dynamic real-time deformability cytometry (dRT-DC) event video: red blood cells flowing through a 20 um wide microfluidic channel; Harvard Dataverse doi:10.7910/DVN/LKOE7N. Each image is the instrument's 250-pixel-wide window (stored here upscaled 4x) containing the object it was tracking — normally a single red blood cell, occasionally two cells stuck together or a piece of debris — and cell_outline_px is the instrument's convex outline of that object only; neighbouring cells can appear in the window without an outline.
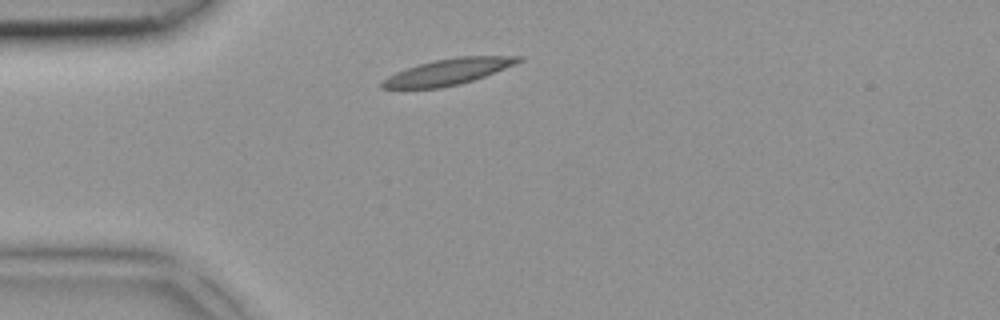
{"species": "common noctule bat (a hibernating species)", "species_latin": "Nyctalus noctula", "temperature_condition": "room temperature", "stored_images_in_passage": 1, "camera_frame_rate_fps": 3000, "um_per_image_px": 0.085, "animal": {"sex": "female", "body_mass_g": 18.4}, "frame": {"image": 1, "passage_image": 1, "time_ms": 0.0, "image_size_px": [1000, 320], "cell_outline_px": [[524, 60], [516, 64], [496, 72], [460, 84], [440, 88], [380, 88], [380, 84], [388, 76], [396, 72], [420, 64], [436, 60], [456, 56], [524, 56]], "centroid_in_image_um": [38.15, 6.09], "position_along_channel_um": 46.9, "area_um2": 20.52}}